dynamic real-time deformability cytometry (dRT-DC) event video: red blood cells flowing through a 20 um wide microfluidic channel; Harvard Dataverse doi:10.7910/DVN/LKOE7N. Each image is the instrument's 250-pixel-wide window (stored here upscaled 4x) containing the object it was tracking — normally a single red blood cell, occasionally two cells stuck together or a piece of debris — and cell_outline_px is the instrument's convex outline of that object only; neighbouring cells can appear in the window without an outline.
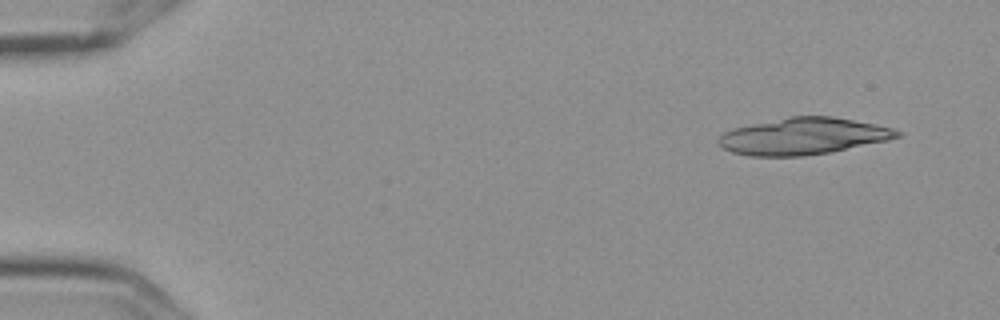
{"species": "Egyptian fruit bat (a non-hibernating species)", "species_latin": "Rousettus aegyptiacus", "temperature_condition": "cold", "stored_images_in_passage": 5, "camera_frame_rate_fps": 3000, "um_per_image_px": 0.085, "frame": {"image": 1, "passage_image": 1, "time_ms": 0.0, "image_size_px": [1000, 320], "cell_outline_px": [[904, 132], [900, 136], [888, 140], [828, 152], [804, 156], [748, 156], [732, 152], [716, 144], [716, 140], [724, 132], [736, 128], [792, 116], [832, 116], [892, 128]], "centroid_in_image_um": [68.26, 11.59], "position_along_channel_um": 16.7, "area_um2": 37.69}}